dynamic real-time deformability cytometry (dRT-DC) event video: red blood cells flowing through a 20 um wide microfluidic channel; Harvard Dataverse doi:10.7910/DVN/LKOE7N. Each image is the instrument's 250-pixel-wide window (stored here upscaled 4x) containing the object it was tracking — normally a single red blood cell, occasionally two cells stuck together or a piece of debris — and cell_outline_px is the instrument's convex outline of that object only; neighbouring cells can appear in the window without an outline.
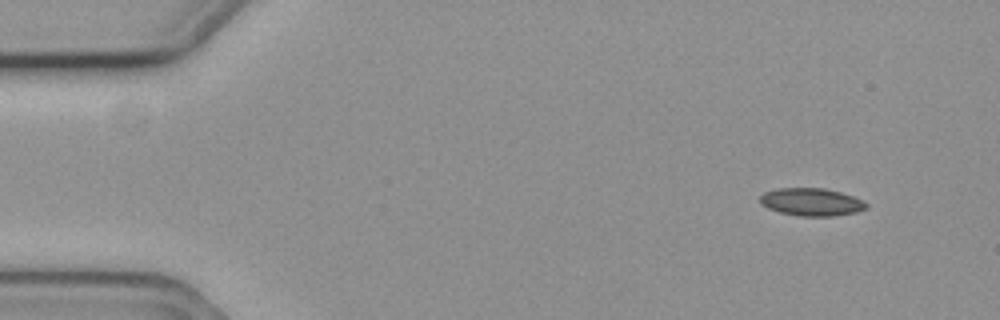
{"species": "common noctule bat (a hibernating species)", "species_latin": "Nyctalus noctula", "temperature_condition": "cold", "stored_images_in_passage": 5, "camera_frame_rate_fps": 3000, "um_per_image_px": 0.085, "animal": {"sex": "female", "body_mass_g": 19.3, "forearm_length_mm": 54.1}, "frame": {"image": 1, "passage_image": 1, "time_ms": 0.0, "image_size_px": [1000, 320], "cell_outline_px": [[868, 208], [856, 212], [836, 216], [800, 216], [780, 212], [768, 208], [760, 204], [760, 196], [764, 192], [776, 188], [824, 188], [840, 192], [864, 200], [868, 204]], "centroid_in_image_um": [68.98, 17.17], "position_along_channel_um": 16.0, "area_um2": 17.28}}